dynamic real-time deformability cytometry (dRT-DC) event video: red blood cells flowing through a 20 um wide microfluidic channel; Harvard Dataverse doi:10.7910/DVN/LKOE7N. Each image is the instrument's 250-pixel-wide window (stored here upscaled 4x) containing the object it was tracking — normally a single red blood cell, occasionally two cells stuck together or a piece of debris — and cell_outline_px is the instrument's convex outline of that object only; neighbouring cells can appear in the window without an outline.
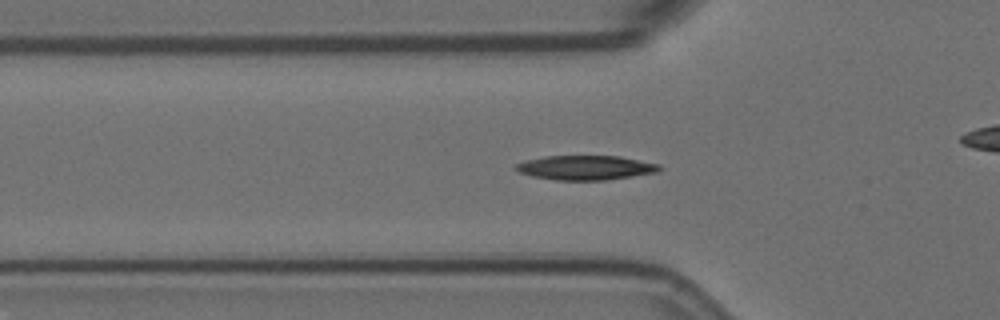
{"species": "Egyptian fruit bat (a non-hibernating species)", "species_latin": "Rousettus aegyptiacus", "temperature_condition": "room temperature", "stored_images_in_passage": 44, "camera_frame_rate_fps": 3000, "um_per_image_px": 0.085, "animal": {"sex": "female"}, "frame": {"image": 1, "passage_image": 5, "time_ms": 1.333, "image_size_px": [1000, 320], "cell_outline_px": [[664, 168], [656, 172], [608, 180], [556, 180], [532, 176], [520, 172], [512, 168], [516, 164], [528, 160], [544, 156], [620, 156], [660, 164]], "centroid_in_image_um": [49.8, 14.25], "position_along_channel_um": 76.0, "area_um2": 20.46}}
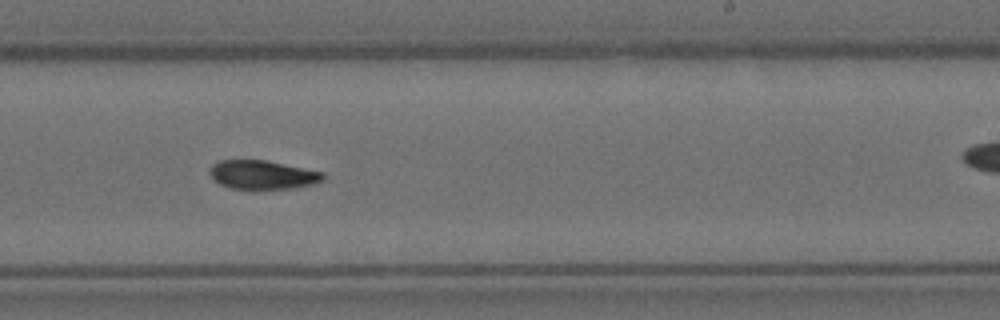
{"frame": {"image": 2, "passage_image": 21, "time_ms": 6.667, "image_size_px": [1000, 320], "cell_outline_px": [[324, 180], [312, 184], [292, 188], [228, 188], [220, 184], [212, 176], [212, 164], [220, 160], [264, 160], [324, 172]], "centroid_in_image_um": [22.34, 14.85], "position_along_channel_um": 266.7, "area_um2": 18.55}}
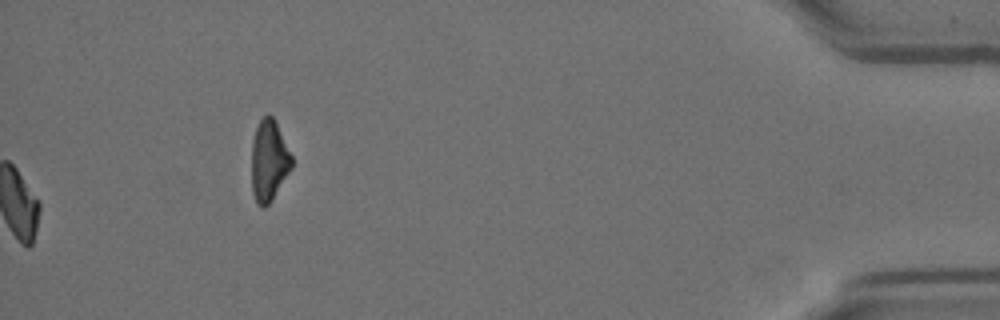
{"frame": {"image": 3, "passage_image": 44, "time_ms": 14.333, "image_size_px": [1000, 320], "cell_outline_px": [[292, 168], [272, 200], [264, 208], [256, 200], [252, 192], [252, 140], [256, 128], [260, 120], [268, 112], [272, 116], [292, 156]], "centroid_in_image_um": [22.86, 13.65], "position_along_channel_um": 412.3, "area_um2": 18.73}, "authors_computed_cell_mechanics": {"area_um2": 19.4497, "velocity_mm_per_s": 3.5669, "shape_relaxation_time_tau1_ms": 4.7305, "shape_relaxation_time_tau2_ms": null, "deformation_change_tau1": 0.1627, "deformation_change_tau2": null}}